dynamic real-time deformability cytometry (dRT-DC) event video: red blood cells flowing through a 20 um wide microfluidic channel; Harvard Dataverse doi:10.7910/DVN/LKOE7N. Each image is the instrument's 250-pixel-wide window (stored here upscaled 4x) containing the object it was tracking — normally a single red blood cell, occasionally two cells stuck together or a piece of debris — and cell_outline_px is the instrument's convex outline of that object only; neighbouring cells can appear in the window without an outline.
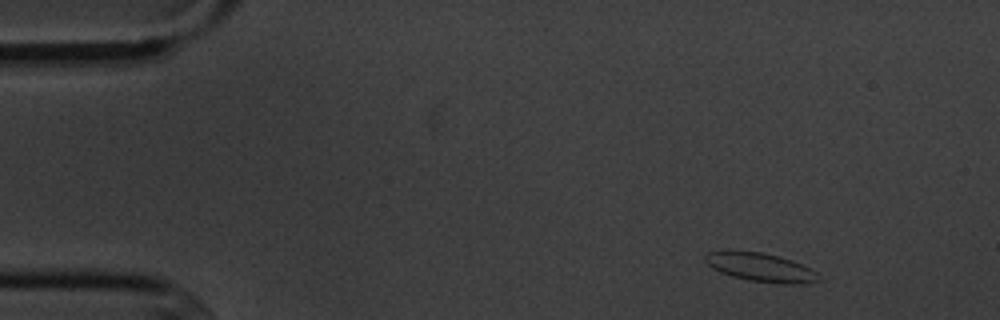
{"species": "common noctule bat (a hibernating species)", "species_latin": "Nyctalus noctula", "temperature_condition": "cold", "stored_images_in_passage": 5, "camera_frame_rate_fps": 3000, "um_per_image_px": 0.085, "animal": {"sex": "male", "body_mass_g": 20.1, "forearm_length_mm": 53.5}, "frame": {"image": 1, "passage_image": 2, "time_ms": 1.333, "image_size_px": [1000, 320], "cell_outline_px": [[820, 280], [804, 284], [780, 284], [748, 280], [732, 276], [720, 272], [712, 268], [704, 260], [704, 256], [708, 252], [728, 248], [764, 252], [792, 260], [816, 272]], "centroid_in_image_um": [64.57, 22.69], "position_along_channel_um": 20.4, "area_um2": 19.42}}